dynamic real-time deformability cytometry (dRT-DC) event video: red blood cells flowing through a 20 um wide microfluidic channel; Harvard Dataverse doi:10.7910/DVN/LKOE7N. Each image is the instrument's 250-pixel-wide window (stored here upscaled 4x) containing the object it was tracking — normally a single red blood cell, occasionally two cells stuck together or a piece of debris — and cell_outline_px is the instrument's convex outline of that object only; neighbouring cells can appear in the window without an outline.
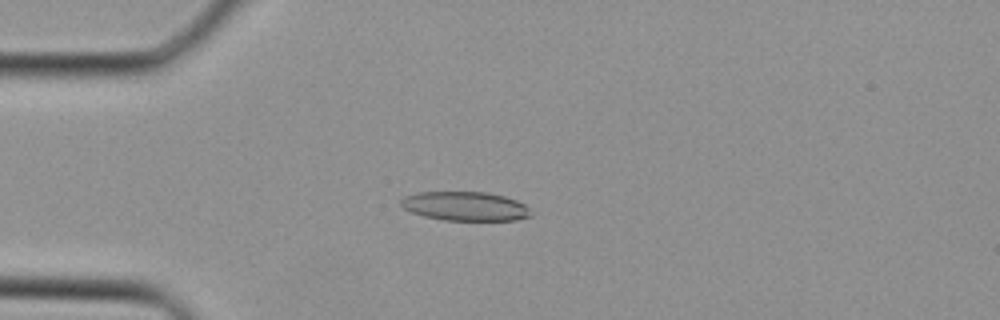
{"species": "Egyptian fruit bat (a non-hibernating species)", "species_latin": "Rousettus aegyptiacus", "temperature_condition": "cold", "stored_images_in_passage": 34, "camera_frame_rate_fps": 3000, "um_per_image_px": 0.085, "animal": {"sex": "female"}, "frame": {"image": 1, "passage_image": 8, "time_ms": 2.333, "image_size_px": [1000, 320], "cell_outline_px": [[532, 216], [516, 220], [444, 220], [424, 216], [412, 212], [404, 208], [400, 204], [400, 200], [404, 196], [420, 192], [484, 192], [504, 196], [516, 200], [524, 204], [528, 208]], "centroid_in_image_um": [39.53, 17.53], "position_along_channel_um": 45.5, "area_um2": 21.91}}
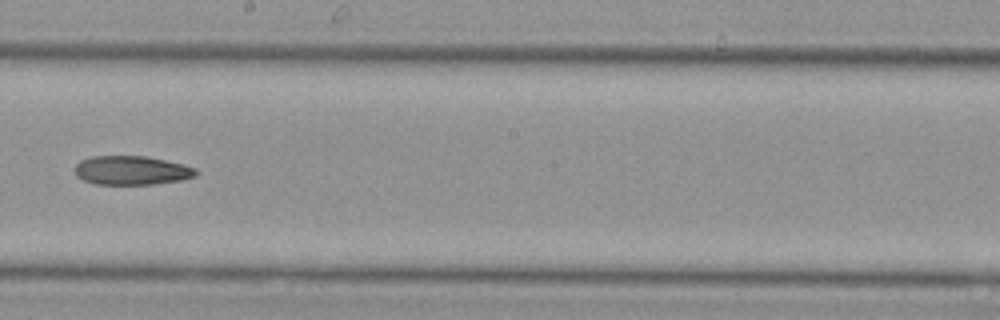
{"frame": {"image": 2, "passage_image": 19, "time_ms": 6.0, "image_size_px": [1000, 320], "cell_outline_px": [[196, 176], [180, 180], [152, 184], [96, 184], [84, 180], [76, 176], [76, 164], [80, 160], [92, 156], [144, 156], [164, 160], [196, 168]], "centroid_in_image_um": [11.15, 14.48], "position_along_channel_um": 237.0, "area_um2": 20.17}}
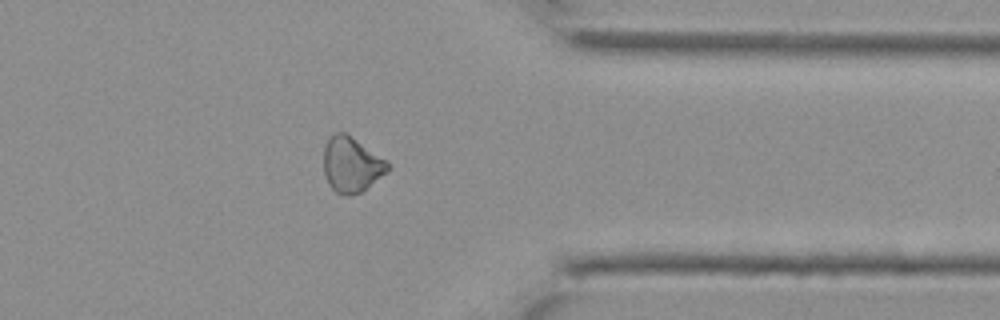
{"frame": {"image": 3, "passage_image": 27, "time_ms": 8.667, "image_size_px": [1000, 320], "cell_outline_px": [[392, 168], [388, 172], [364, 192], [348, 196], [344, 196], [336, 192], [328, 184], [324, 176], [324, 144], [336, 132], [344, 132], [388, 160], [392, 164]], "centroid_in_image_um": [29.92, 14.04], "position_along_channel_um": 381.5, "area_um2": 21.15}}